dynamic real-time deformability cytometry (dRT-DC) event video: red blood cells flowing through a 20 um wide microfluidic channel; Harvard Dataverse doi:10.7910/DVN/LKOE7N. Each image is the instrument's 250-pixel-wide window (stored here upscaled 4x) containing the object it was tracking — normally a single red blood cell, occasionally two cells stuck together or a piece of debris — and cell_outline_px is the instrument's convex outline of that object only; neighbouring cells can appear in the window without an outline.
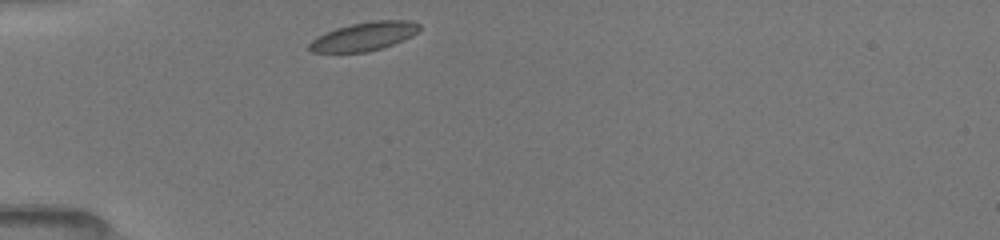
{"species": "common noctule bat (a hibernating species)", "species_latin": "Nyctalus noctula", "temperature_condition": "room temperature", "stored_images_in_passage": 32, "camera_frame_rate_fps": 3000, "um_per_image_px": 0.085, "animal": {"sex": "female", "body_mass_g": 19.5, "forearm_length_mm": 54.1}, "frame": {"image": 1, "passage_image": 1, "time_ms": 0.0, "image_size_px": [1000, 240], "cell_outline_px": [[420, 28], [416, 32], [392, 44], [368, 52], [312, 52], [308, 48], [308, 44], [312, 40], [336, 28], [352, 24], [372, 20], [408, 20], [420, 24]], "centroid_in_image_um": [30.92, 3.09], "position_along_channel_um": 54.1, "area_um2": 17.86}}
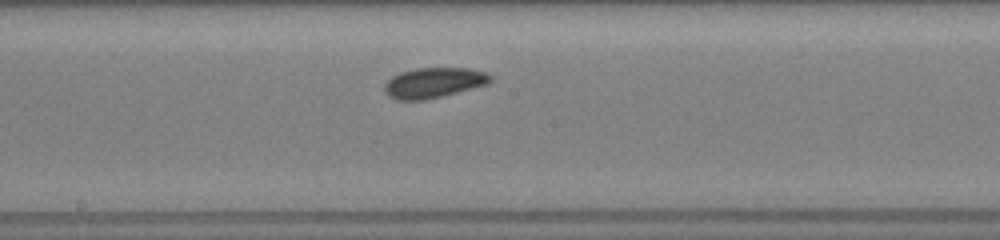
{"frame": {"image": 2, "passage_image": 14, "time_ms": 4.333, "image_size_px": [1000, 240], "cell_outline_px": [[492, 80], [488, 84], [424, 100], [396, 100], [388, 96], [384, 92], [384, 84], [392, 76], [400, 72], [416, 68], [468, 68], [484, 72], [492, 76]], "centroid_in_image_um": [36.83, 7.03], "position_along_channel_um": 211.4, "area_um2": 18.61}}
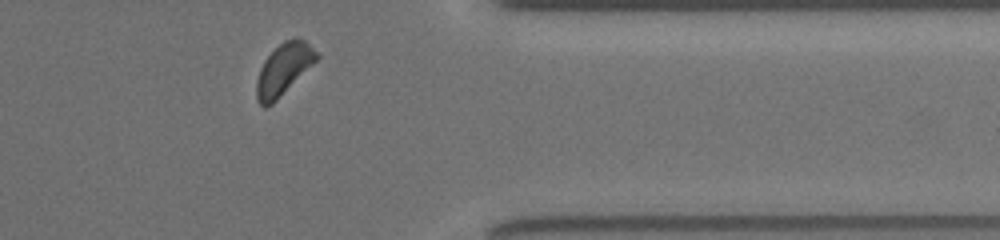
{"frame": {"image": 3, "passage_image": 28, "time_ms": 9.0, "image_size_px": [1000, 240], "cell_outline_px": [[320, 56], [272, 104], [264, 108], [256, 100], [256, 80], [260, 68], [264, 60], [284, 40], [296, 36], [304, 40]], "centroid_in_image_um": [24.07, 5.88], "position_along_channel_um": 387.3, "area_um2": 17.63}, "authors_computed_cell_mechanics": {"area_um2": 18.0914, "velocity_mm_per_s": 3.9799, "shape_relaxation_time_tau1_ms": 2.3469, "shape_relaxation_time_tau2_ms": 3.9052, "deformation_change_tau1": 0.0441, "deformation_change_tau2": 0.0893}}